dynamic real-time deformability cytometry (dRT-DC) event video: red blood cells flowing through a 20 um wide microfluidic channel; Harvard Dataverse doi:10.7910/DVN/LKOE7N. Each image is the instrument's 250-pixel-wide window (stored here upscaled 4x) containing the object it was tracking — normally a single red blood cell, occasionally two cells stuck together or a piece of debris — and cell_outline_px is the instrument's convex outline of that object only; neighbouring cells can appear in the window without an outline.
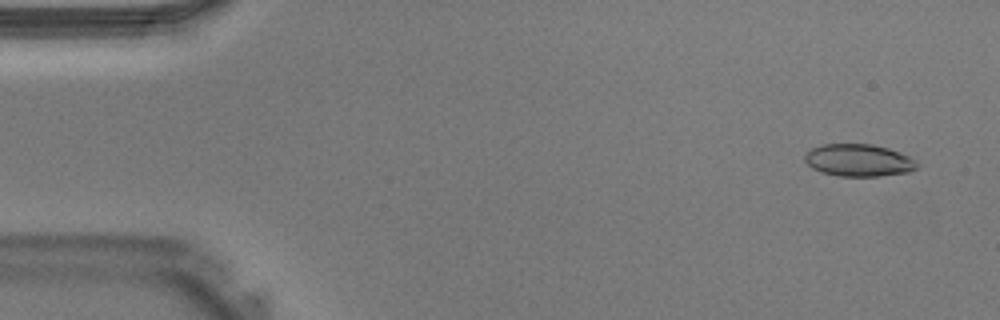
{"species": "Egyptian fruit bat (a non-hibernating species)", "species_latin": "Rousettus aegyptiacus", "temperature_condition": "warm", "stored_images_in_passage": 9, "camera_frame_rate_fps": 3000, "um_per_image_px": 0.085, "animal": {"sex": "male"}, "frame": {"image": 1, "passage_image": 3, "time_ms": 0.667, "image_size_px": [1000, 320], "cell_outline_px": [[920, 164], [916, 168], [908, 172], [880, 176], [840, 176], [820, 172], [812, 168], [804, 160], [804, 156], [812, 148], [820, 144], [872, 144], [888, 148], [908, 156], [916, 160]], "centroid_in_image_um": [72.98, 13.62], "position_along_channel_um": 12.0, "area_um2": 21.15}}